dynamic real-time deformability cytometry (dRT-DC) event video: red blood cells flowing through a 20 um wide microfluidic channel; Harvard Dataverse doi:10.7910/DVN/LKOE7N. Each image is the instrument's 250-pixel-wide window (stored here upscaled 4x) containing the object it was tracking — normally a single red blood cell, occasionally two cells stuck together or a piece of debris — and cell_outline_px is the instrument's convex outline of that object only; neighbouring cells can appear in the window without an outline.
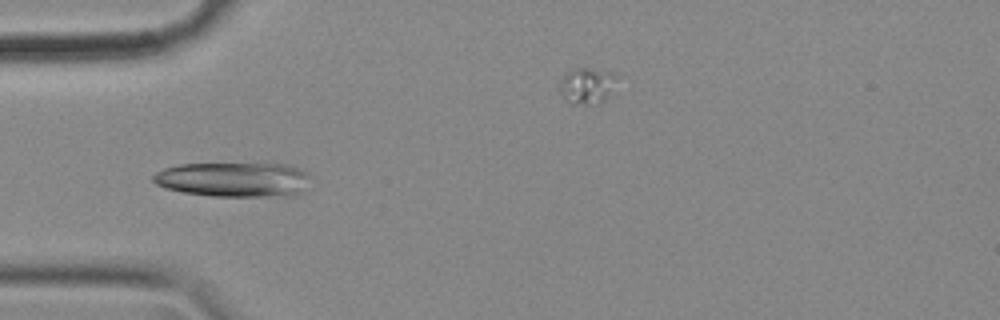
{"species": "common noctule bat (a hibernating species)", "species_latin": "Nyctalus noctula", "temperature_condition": "cold", "stored_images_in_passage": 47, "camera_frame_rate_fps": 3000, "um_per_image_px": 0.085, "animal": {"sex": "female", "body_mass_g": 18.4}, "frame": {"image": 1, "passage_image": 7, "time_ms": 2.0, "image_size_px": [1000, 320], "cell_outline_px": [[312, 176], [300, 192], [268, 196], [212, 196], [184, 192], [164, 188], [156, 184], [152, 180], [152, 176], [156, 172], [164, 168], [180, 164], [264, 160], [268, 160], [288, 164], [308, 172]], "centroid_in_image_um": [19.86, 15.17], "position_along_channel_um": 65.1, "area_um2": 33.12}}
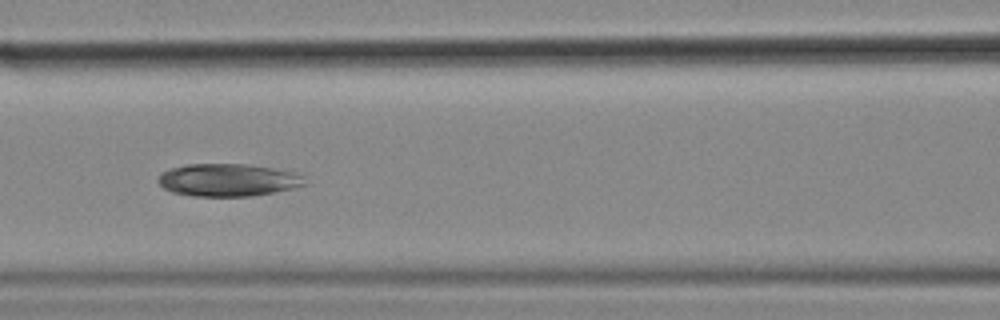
{"frame": {"image": 2, "passage_image": 14, "time_ms": 4.333, "image_size_px": [1000, 320], "cell_outline_px": [[308, 184], [292, 188], [252, 196], [192, 196], [172, 192], [164, 188], [156, 180], [164, 172], [172, 168], [184, 164], [244, 164], [300, 172], [304, 176]], "centroid_in_image_um": [19.42, 15.3], "position_along_channel_um": 147.2, "area_um2": 27.92}}
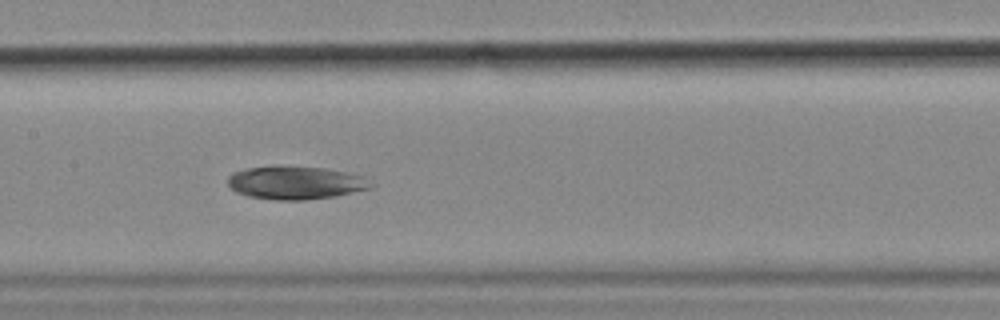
{"frame": {"image": 3, "passage_image": 17, "time_ms": 5.333, "image_size_px": [1000, 320], "cell_outline_px": [[376, 184], [372, 188], [336, 196], [308, 200], [276, 200], [248, 196], [236, 192], [228, 184], [228, 176], [232, 172], [248, 168], [276, 164], [280, 164], [324, 168], [364, 176]], "centroid_in_image_um": [25.14, 15.51], "position_along_channel_um": 182.3, "area_um2": 28.26}}